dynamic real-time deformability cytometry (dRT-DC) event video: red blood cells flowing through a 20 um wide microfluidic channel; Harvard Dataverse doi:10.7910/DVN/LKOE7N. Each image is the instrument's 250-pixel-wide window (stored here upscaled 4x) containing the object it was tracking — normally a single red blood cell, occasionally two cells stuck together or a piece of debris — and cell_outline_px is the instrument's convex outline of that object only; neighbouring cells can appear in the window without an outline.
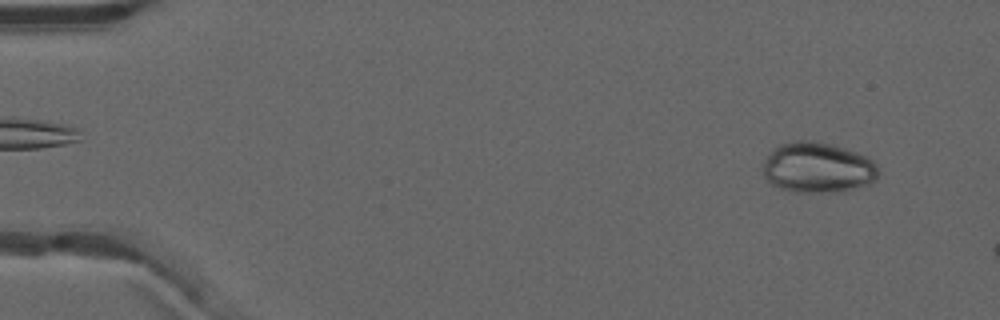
{"species": "common noctule bat (a hibernating species)", "species_latin": "Nyctalus noctula", "temperature_condition": "warm", "stored_images_in_passage": 10, "camera_frame_rate_fps": 3000, "um_per_image_px": 0.085, "animal": {"sex": "male", "forearm_length_mm": 52.5}, "frame": {"image": 1, "passage_image": 4, "time_ms": 1.0, "image_size_px": [1000, 320], "cell_outline_px": [[880, 172], [876, 180], [868, 184], [844, 192], [796, 192], [780, 188], [772, 184], [764, 176], [764, 156], [780, 144], [796, 140], [812, 140], [832, 144], [856, 152], [872, 160], [876, 164]], "centroid_in_image_um": [69.52, 14.25], "position_along_channel_um": 15.5, "area_um2": 34.22}}